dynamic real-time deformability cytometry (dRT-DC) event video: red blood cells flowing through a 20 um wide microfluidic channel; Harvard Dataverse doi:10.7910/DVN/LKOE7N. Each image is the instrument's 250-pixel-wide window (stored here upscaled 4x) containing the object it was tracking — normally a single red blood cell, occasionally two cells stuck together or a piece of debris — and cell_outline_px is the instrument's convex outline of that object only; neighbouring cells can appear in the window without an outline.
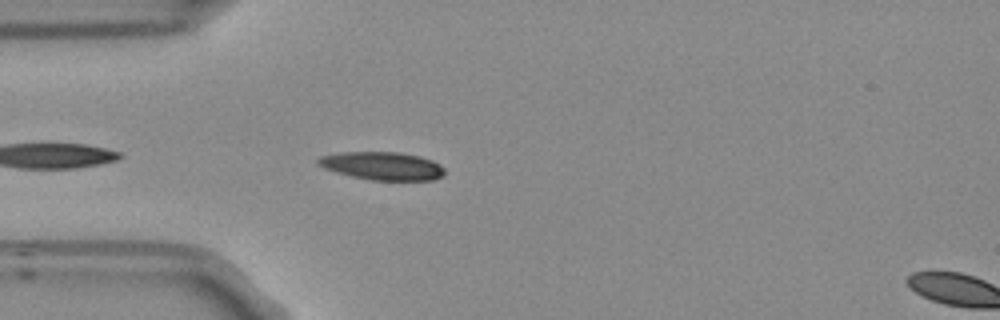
{"species": "Egyptian fruit bat (a non-hibernating species)", "species_latin": "Rousettus aegyptiacus", "temperature_condition": "room temperature", "stored_images_in_passage": 7, "camera_frame_rate_fps": 3000, "um_per_image_px": 0.085, "frame": {"image": 1, "passage_image": 3, "time_ms": 0.667, "image_size_px": [1000, 320], "cell_outline_px": [[444, 176], [432, 180], [372, 180], [352, 176], [336, 172], [324, 168], [316, 164], [316, 160], [320, 156], [340, 152], [400, 152], [420, 156], [432, 160], [440, 164], [444, 168]], "centroid_in_image_um": [32.5, 14.09], "position_along_channel_um": 52.5, "area_um2": 20.81}}